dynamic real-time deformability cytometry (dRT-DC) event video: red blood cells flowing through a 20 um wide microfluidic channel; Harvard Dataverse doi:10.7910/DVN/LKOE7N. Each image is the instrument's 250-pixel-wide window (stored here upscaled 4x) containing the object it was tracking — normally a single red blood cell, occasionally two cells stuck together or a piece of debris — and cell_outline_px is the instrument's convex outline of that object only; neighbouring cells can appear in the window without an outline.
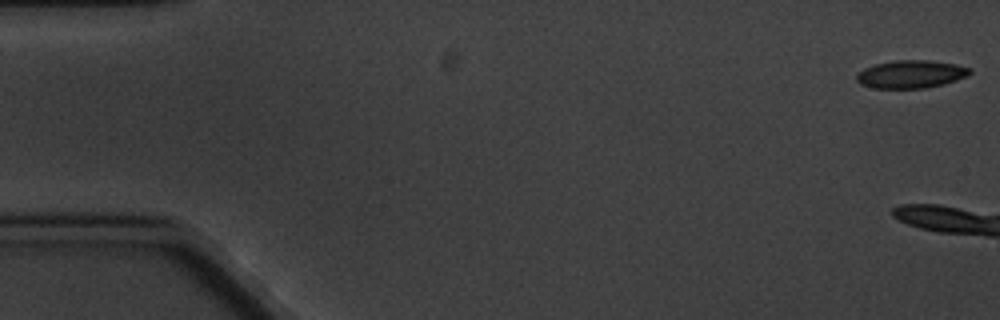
{"species": "common noctule bat (a hibernating species)", "species_latin": "Nyctalus noctula", "temperature_condition": "cold", "stored_images_in_passage": 3, "camera_frame_rate_fps": 3000, "um_per_image_px": 0.085, "animal": {"sex": "male", "body_mass_g": 20.1, "forearm_length_mm": 53.5}, "frame": {"image": 1, "passage_image": 1, "time_ms": 0.0, "image_size_px": [1000, 320], "cell_outline_px": [[972, 72], [968, 76], [944, 84], [924, 88], [876, 88], [860, 84], [856, 80], [856, 76], [864, 68], [876, 64], [896, 60], [928, 60], [952, 64], [972, 68]], "centroid_in_image_um": [77.45, 6.31], "position_along_channel_um": 7.6, "area_um2": 18.26}}